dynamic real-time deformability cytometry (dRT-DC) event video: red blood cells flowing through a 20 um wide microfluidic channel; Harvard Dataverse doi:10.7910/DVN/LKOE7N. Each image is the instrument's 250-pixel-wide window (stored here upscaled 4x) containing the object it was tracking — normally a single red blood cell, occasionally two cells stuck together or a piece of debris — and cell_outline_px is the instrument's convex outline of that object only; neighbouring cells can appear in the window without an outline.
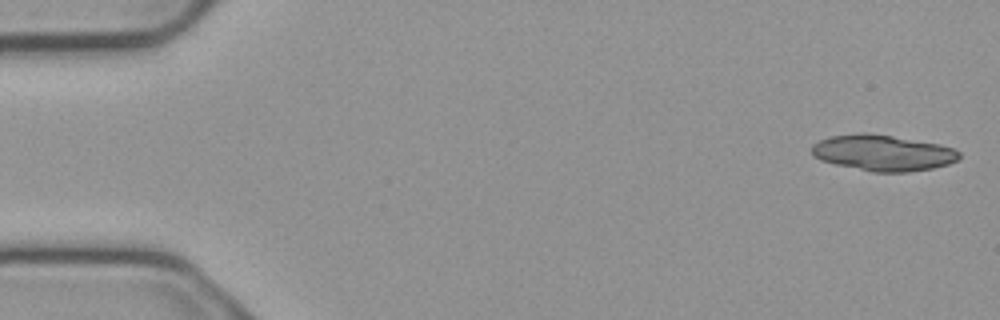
{"species": "common noctule bat (a hibernating species)", "species_latin": "Nyctalus noctula", "temperature_condition": "cold", "stored_images_in_passage": 4, "camera_frame_rate_fps": 3000, "um_per_image_px": 0.085, "animal": {"sex": "male", "body_mass_g": 23.1, "forearm_length_mm": 52.7}, "frame": {"image": 1, "passage_image": 1, "time_ms": 0.0, "image_size_px": [1000, 320], "cell_outline_px": [[960, 156], [956, 160], [948, 164], [932, 168], [908, 172], [872, 172], [836, 164], [820, 160], [812, 156], [812, 144], [820, 140], [832, 136], [860, 132], [864, 132], [892, 136], [940, 144], [952, 148], [960, 152]], "centroid_in_image_um": [75.02, 12.99], "position_along_channel_um": 10.0, "area_um2": 30.81}}